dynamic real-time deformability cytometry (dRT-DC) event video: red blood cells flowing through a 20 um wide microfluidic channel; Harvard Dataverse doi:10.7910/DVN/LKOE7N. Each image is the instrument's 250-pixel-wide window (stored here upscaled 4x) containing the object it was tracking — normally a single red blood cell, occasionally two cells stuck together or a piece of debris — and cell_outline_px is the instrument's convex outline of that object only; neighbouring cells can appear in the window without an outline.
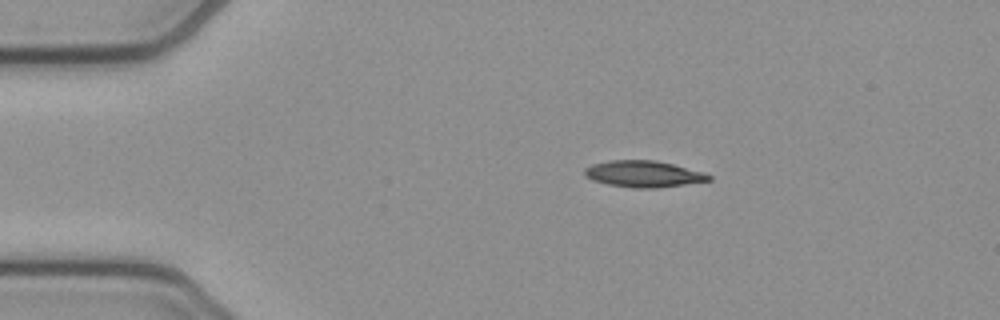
{"species": "common noctule bat (a hibernating species)", "species_latin": "Nyctalus noctula", "temperature_condition": "cold", "stored_images_in_passage": 44, "camera_frame_rate_fps": 3000, "um_per_image_px": 0.085, "animal": {"sex": "female", "body_mass_g": 21.9}, "frame": {"image": 1, "passage_image": 1, "time_ms": 0.0, "image_size_px": [1000, 320], "cell_outline_px": [[712, 180], [656, 188], [632, 188], [608, 184], [592, 180], [584, 176], [584, 168], [592, 164], [608, 160], [656, 160], [704, 172], [712, 176]], "centroid_in_image_um": [54.67, 14.78], "position_along_channel_um": 30.3, "area_um2": 19.19}}
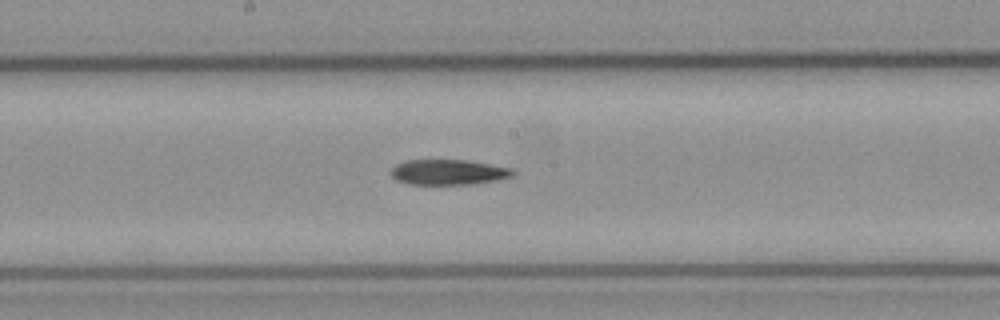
{"frame": {"image": 2, "passage_image": 19, "time_ms": 6.0, "image_size_px": [1000, 320], "cell_outline_px": [[516, 172], [512, 176], [496, 180], [472, 184], [408, 184], [396, 180], [388, 172], [396, 164], [408, 160], [464, 160], [512, 168]], "centroid_in_image_um": [38.08, 14.63], "position_along_channel_um": 210.1, "area_um2": 17.92}}
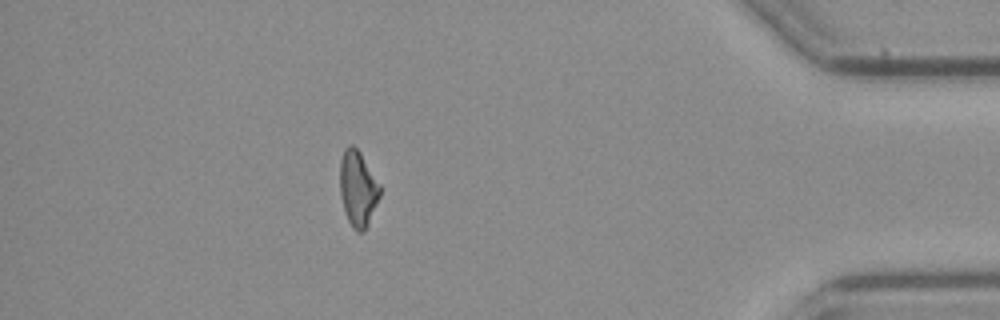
{"frame": {"image": 3, "passage_image": 38, "time_ms": 12.333, "image_size_px": [1000, 320], "cell_outline_px": [[380, 196], [368, 224], [364, 232], [356, 232], [352, 228], [344, 212], [340, 196], [340, 160], [344, 148], [348, 144], [352, 144], [360, 152], [380, 184]], "centroid_in_image_um": [30.4, 16.03], "position_along_channel_um": 404.8, "area_um2": 17.8}, "authors_computed_cell_mechanics": {"area_um2": 18.5827, "velocity_mm_per_s": 3.8501, "shape_relaxation_time_tau1_ms": 6.2865, "shape_relaxation_time_tau2_ms": null, "deformation_change_tau1": 0.1602, "deformation_change_tau2": null}}